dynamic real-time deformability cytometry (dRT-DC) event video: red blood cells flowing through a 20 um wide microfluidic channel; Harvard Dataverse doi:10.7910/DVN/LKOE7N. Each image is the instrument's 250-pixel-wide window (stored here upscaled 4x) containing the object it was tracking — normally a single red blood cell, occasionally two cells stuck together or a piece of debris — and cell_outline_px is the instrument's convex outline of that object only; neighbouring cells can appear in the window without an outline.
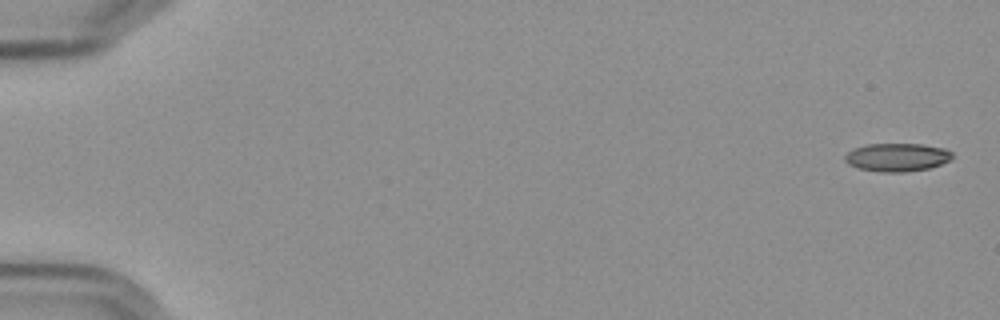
{"species": "Egyptian fruit bat (a non-hibernating species)", "species_latin": "Rousettus aegyptiacus", "temperature_condition": "cold", "stored_images_in_passage": 6, "camera_frame_rate_fps": 3000, "um_per_image_px": 0.085, "frame": {"image": 1, "passage_image": 1, "time_ms": 0.0, "image_size_px": [1000, 320], "cell_outline_px": [[952, 160], [928, 168], [904, 172], [880, 172], [856, 168], [848, 164], [844, 160], [844, 156], [848, 152], [856, 148], [868, 144], [920, 144], [944, 148], [952, 152]], "centroid_in_image_um": [76.24, 13.37], "position_along_channel_um": 8.8, "area_um2": 17.63}}
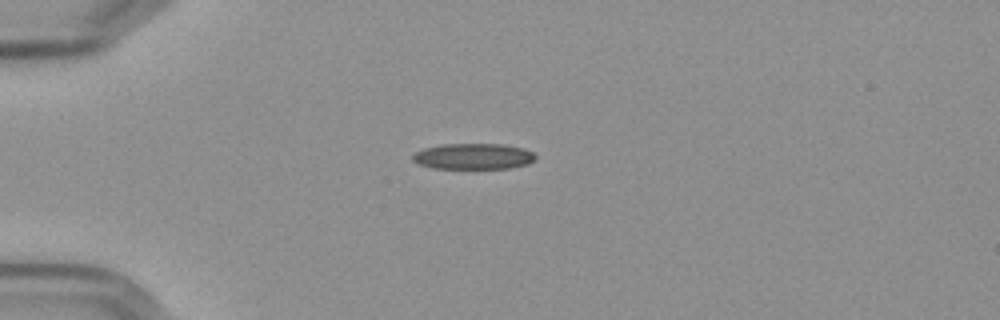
{"frame": {"image": 2, "passage_image": 5, "time_ms": 4.667, "image_size_px": [1000, 320], "cell_outline_px": [[536, 156], [528, 164], [508, 168], [432, 168], [416, 164], [412, 160], [412, 156], [416, 152], [424, 148], [444, 144], [500, 144], [524, 148], [532, 152]], "centroid_in_image_um": [40.2, 13.29], "position_along_channel_um": 44.8, "area_um2": 18.44}}